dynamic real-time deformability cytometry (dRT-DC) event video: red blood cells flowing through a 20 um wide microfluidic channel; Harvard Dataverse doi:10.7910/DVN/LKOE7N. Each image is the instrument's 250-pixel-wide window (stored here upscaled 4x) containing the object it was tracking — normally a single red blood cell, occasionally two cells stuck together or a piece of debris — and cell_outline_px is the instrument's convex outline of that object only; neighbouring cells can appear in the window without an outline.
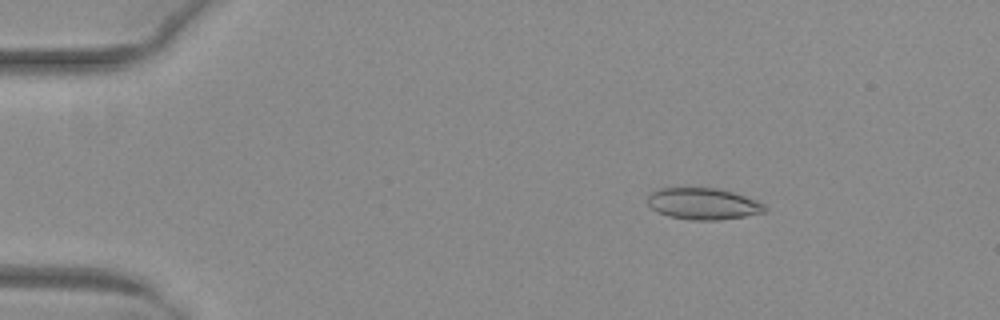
{"species": "common noctule bat (a hibernating species)", "species_latin": "Nyctalus noctula", "temperature_condition": "warm", "stored_images_in_passage": 53, "camera_frame_rate_fps": 3000, "um_per_image_px": 0.085, "animal": {"sex": "female", "body_mass_g": 29.2, "forearm_length_mm": 56.3}, "frame": {"image": 1, "passage_image": 9, "time_ms": 2.667, "image_size_px": [1000, 320], "cell_outline_px": [[768, 212], [720, 220], [692, 220], [668, 216], [656, 212], [648, 204], [648, 196], [652, 192], [660, 188], [716, 188], [732, 192], [756, 200], [764, 204], [768, 208]], "centroid_in_image_um": [59.79, 17.33], "position_along_channel_um": 25.2, "area_um2": 21.56}}
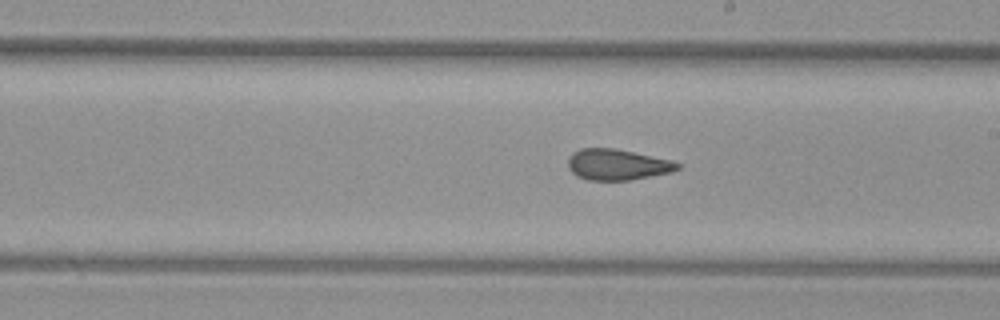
{"frame": {"image": 2, "passage_image": 31, "time_ms": 10.0, "image_size_px": [1000, 320], "cell_outline_px": [[680, 168], [672, 172], [632, 180], [588, 180], [576, 176], [568, 168], [568, 156], [572, 152], [580, 148], [616, 148], [672, 160], [680, 164]], "centroid_in_image_um": [52.46, 13.99], "position_along_channel_um": 236.5, "area_um2": 20.0}}
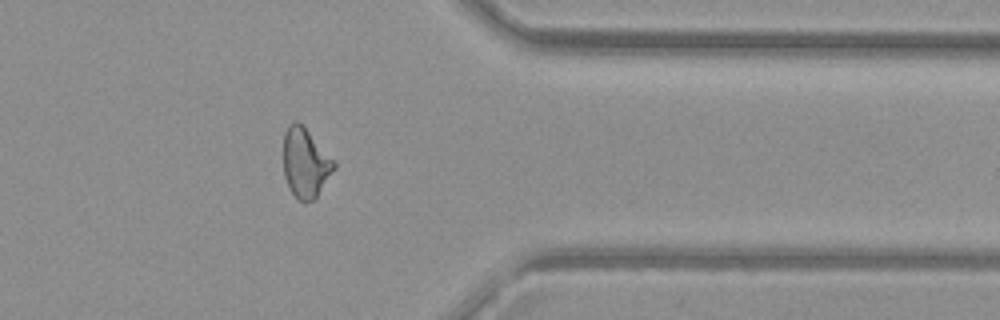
{"frame": {"image": 3, "passage_image": 43, "time_ms": 14.0, "image_size_px": [1000, 320], "cell_outline_px": [[336, 168], [316, 196], [312, 200], [304, 204], [296, 200], [288, 188], [284, 176], [284, 132], [288, 124], [292, 120], [296, 120], [336, 160]], "centroid_in_image_um": [25.95, 13.88], "position_along_channel_um": 385.4, "area_um2": 20.69}, "authors_computed_cell_mechanics": {"area_um2": 21.0392, "velocity_mm_per_s": 4.0167, "shape_relaxation_time_tau1_ms": null, "shape_relaxation_time_tau2_ms": 1.8083, "deformation_change_tau1": null, "deformation_change_tau2": 0.0962}}